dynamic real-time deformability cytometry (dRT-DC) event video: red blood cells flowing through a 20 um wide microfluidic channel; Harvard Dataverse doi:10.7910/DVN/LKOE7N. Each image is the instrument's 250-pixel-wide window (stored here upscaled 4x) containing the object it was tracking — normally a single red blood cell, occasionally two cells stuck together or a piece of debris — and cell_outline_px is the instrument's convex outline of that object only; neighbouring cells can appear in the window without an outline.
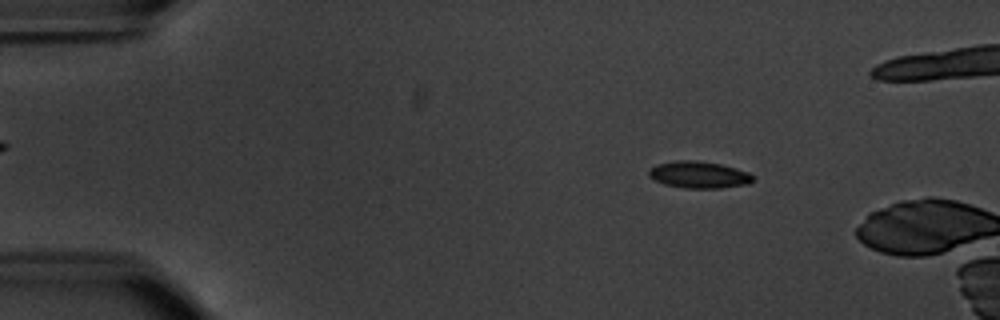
{"species": "common noctule bat (a hibernating species)", "species_latin": "Nyctalus noctula", "temperature_condition": "warm", "stored_images_in_passage": 10, "camera_frame_rate_fps": 3000, "um_per_image_px": 0.085, "animal": {"sex": "male", "body_mass_g": 20.1, "forearm_length_mm": 53.5}, "frame": {"image": 1, "passage_image": 9, "time_ms": 2.667, "image_size_px": [1000, 320], "cell_outline_px": [[756, 176], [748, 184], [720, 188], [684, 188], [664, 184], [648, 176], [648, 168], [656, 164], [676, 160], [696, 160], [720, 164], [736, 168], [748, 172]], "centroid_in_image_um": [59.39, 14.84], "position_along_channel_um": 25.6, "area_um2": 16.42}}